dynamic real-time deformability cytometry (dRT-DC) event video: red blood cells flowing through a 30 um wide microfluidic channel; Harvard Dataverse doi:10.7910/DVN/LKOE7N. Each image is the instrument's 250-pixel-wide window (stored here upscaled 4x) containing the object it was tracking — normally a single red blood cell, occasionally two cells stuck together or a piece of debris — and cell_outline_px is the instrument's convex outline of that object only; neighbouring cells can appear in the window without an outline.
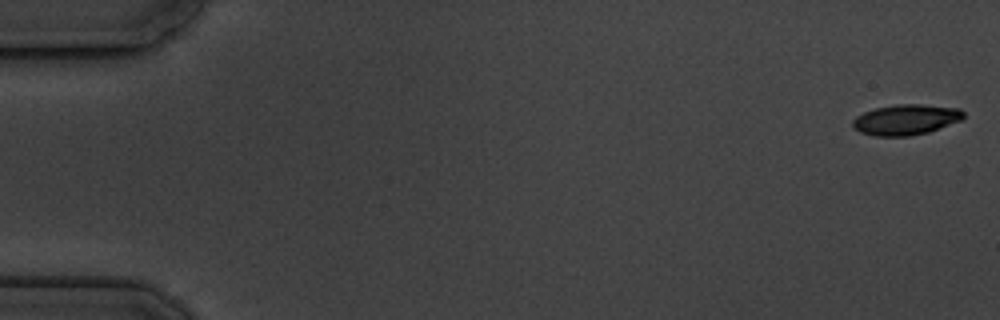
{"species": "common noctule bat (a hibernating species)", "species_latin": "Nyctalus noctula", "temperature_condition": "cold", "stored_images_in_passage": 5, "camera_frame_rate_fps": 3000, "um_per_image_px": 0.085, "animal": {"sex": "male", "body_mass_g": 19.5, "forearm_length_mm": 54.6}, "frame": {"image": 1, "passage_image": 1, "time_ms": 0.0, "image_size_px": [1000, 320], "cell_outline_px": [[964, 116], [960, 120], [928, 132], [908, 136], [876, 136], [860, 132], [852, 124], [852, 120], [856, 116], [864, 112], [876, 108], [896, 104], [920, 104], [960, 108], [964, 112]], "centroid_in_image_um": [76.99, 10.16], "position_along_channel_um": 8.0, "area_um2": 19.54}}
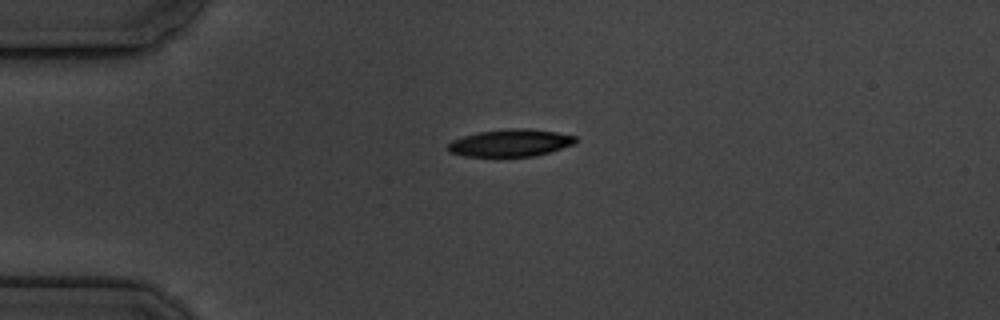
{"frame": {"image": 2, "passage_image": 4, "time_ms": 4.333, "image_size_px": [1000, 320], "cell_outline_px": [[576, 144], [548, 152], [532, 156], [464, 156], [448, 152], [448, 144], [452, 140], [464, 136], [480, 132], [508, 128], [528, 128], [556, 132], [576, 136]], "centroid_in_image_um": [43.39, 12.14], "position_along_channel_um": 41.6, "area_um2": 20.17}}